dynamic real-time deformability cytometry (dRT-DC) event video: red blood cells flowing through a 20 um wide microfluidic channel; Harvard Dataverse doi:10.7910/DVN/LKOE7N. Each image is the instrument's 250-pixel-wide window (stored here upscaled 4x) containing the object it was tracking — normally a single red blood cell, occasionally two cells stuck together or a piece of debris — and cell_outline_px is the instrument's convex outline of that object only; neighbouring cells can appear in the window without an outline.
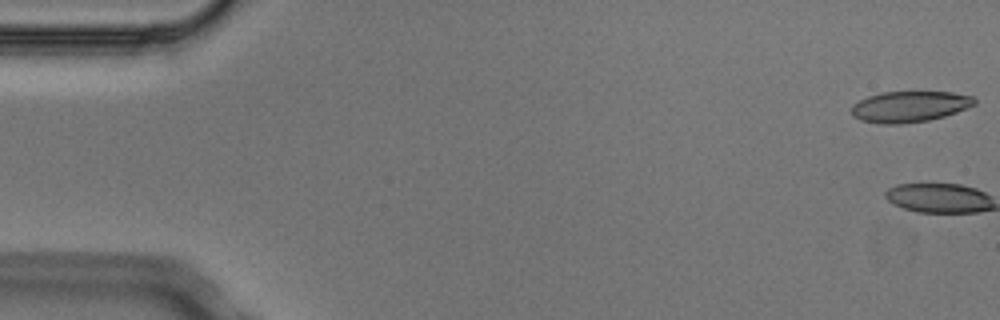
{"species": "Egyptian fruit bat (a non-hibernating species)", "species_latin": "Rousettus aegyptiacus", "temperature_condition": "cold", "stored_images_in_passage": 6, "camera_frame_rate_fps": 3000, "um_per_image_px": 0.085, "animal": {"sex": "male"}, "frame": {"image": 1, "passage_image": 1, "time_ms": 0.0, "image_size_px": [1000, 320], "cell_outline_px": [[976, 104], [956, 112], [944, 116], [928, 120], [900, 124], [876, 124], [860, 120], [852, 116], [852, 104], [868, 96], [884, 92], [952, 92], [972, 96], [976, 100]], "centroid_in_image_um": [77.29, 9.07], "position_along_channel_um": 7.7, "area_um2": 22.2}}